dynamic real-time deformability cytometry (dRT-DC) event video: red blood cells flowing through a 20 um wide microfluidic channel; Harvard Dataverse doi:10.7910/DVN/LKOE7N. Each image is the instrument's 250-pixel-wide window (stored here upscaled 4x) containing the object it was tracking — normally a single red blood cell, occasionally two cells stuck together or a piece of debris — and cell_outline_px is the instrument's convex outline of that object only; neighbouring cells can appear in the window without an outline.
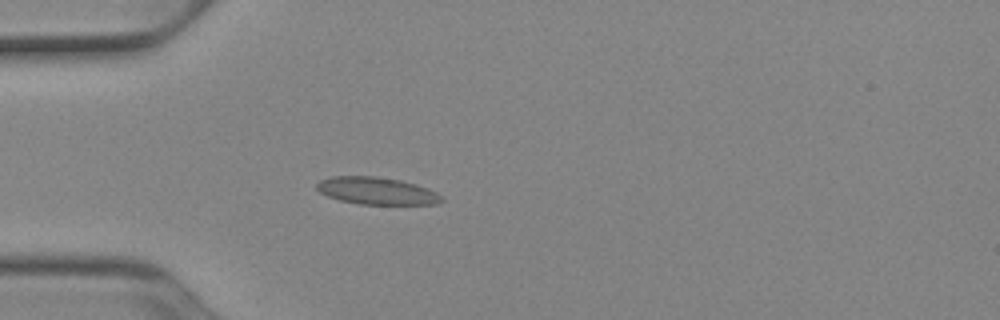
{"species": "Egyptian fruit bat (a non-hibernating species)", "species_latin": "Rousettus aegyptiacus", "temperature_condition": "cold", "stored_images_in_passage": 44, "camera_frame_rate_fps": 3000, "um_per_image_px": 0.085, "animal": {"sex": "female"}, "frame": {"image": 1, "passage_image": 7, "time_ms": 2.0, "image_size_px": [1000, 320], "cell_outline_px": [[444, 200], [436, 204], [360, 204], [340, 200], [328, 196], [320, 192], [316, 188], [316, 184], [320, 180], [332, 176], [376, 176], [400, 180], [416, 184], [428, 188], [436, 192]], "centroid_in_image_um": [32.01, 16.21], "position_along_channel_um": 53.0, "area_um2": 19.77}}
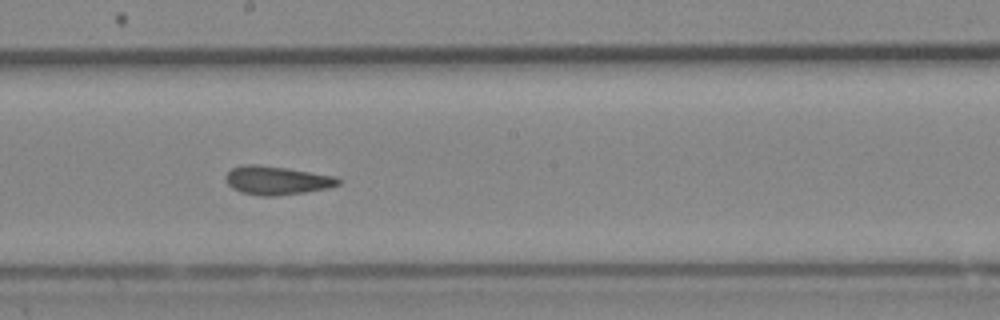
{"frame": {"image": 2, "passage_image": 21, "time_ms": 6.667, "image_size_px": [1000, 320], "cell_outline_px": [[340, 184], [328, 188], [304, 192], [276, 196], [264, 196], [240, 192], [232, 188], [228, 184], [224, 176], [232, 168], [244, 164], [260, 164], [288, 168], [336, 176], [340, 180]], "centroid_in_image_um": [23.52, 15.32], "position_along_channel_um": 224.7, "area_um2": 18.84}}
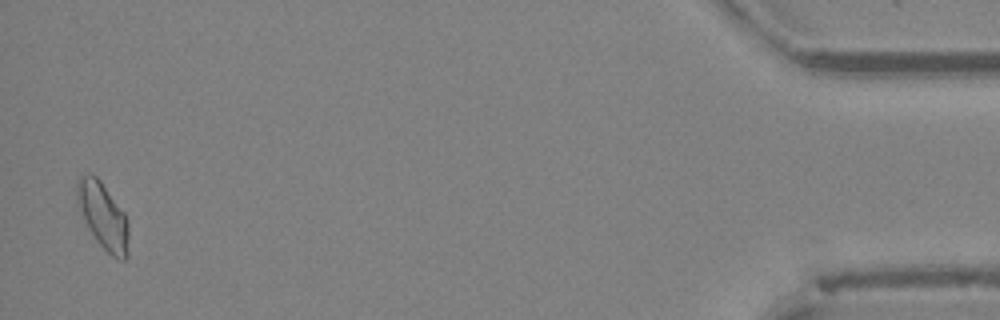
{"frame": {"image": 3, "passage_image": 43, "time_ms": 14.0, "image_size_px": [1000, 320], "cell_outline_px": [[128, 256], [124, 260], [120, 260], [112, 256], [96, 240], [84, 220], [76, 204], [76, 180], [80, 176], [88, 172], [92, 172], [100, 180], [124, 212], [128, 220]], "centroid_in_image_um": [8.74, 18.31], "position_along_channel_um": 426.5, "area_um2": 20.17}, "authors_computed_cell_mechanics": {"area_um2": 18.6694, "velocity_mm_per_s": 3.9029, "shape_relaxation_time_tau1_ms": null, "shape_relaxation_time_tau2_ms": 1.5683, "deformation_change_tau1": null, "deformation_change_tau2": 0.0734}}